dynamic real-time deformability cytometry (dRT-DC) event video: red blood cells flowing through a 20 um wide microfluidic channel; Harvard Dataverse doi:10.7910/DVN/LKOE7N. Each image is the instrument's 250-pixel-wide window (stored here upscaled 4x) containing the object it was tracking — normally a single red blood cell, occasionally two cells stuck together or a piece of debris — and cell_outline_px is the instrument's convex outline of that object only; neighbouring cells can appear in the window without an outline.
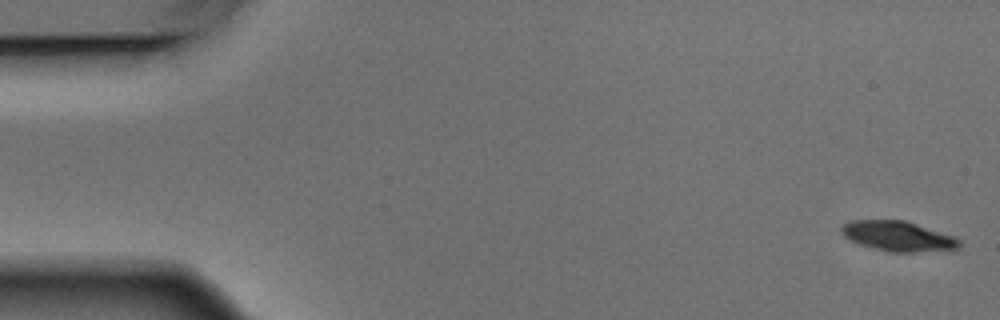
{"species": "Egyptian fruit bat (a non-hibernating species)", "species_latin": "Rousettus aegyptiacus", "temperature_condition": "warm", "stored_images_in_passage": 5, "camera_frame_rate_fps": 3000, "um_per_image_px": 0.085, "animal": {"sex": "male"}, "frame": {"image": 1, "passage_image": 1, "time_ms": 0.0, "image_size_px": [1000, 320], "cell_outline_px": [[960, 248], [912, 252], [888, 252], [860, 244], [844, 236], [840, 232], [840, 228], [844, 224], [852, 220], [904, 220], [952, 236], [960, 240]], "centroid_in_image_um": [76.29, 20.07], "position_along_channel_um": 8.7, "area_um2": 20.23}}
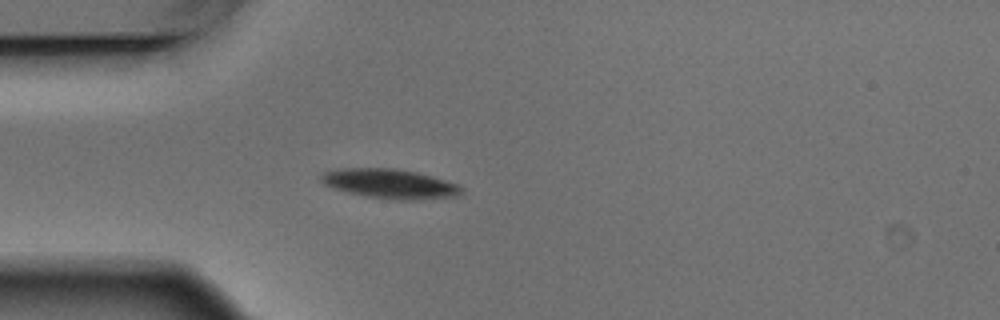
{"frame": {"image": 2, "passage_image": 5, "time_ms": 1.333, "image_size_px": [1000, 320], "cell_outline_px": [[464, 188], [456, 196], [416, 200], [396, 200], [368, 196], [348, 192], [332, 188], [324, 184], [320, 180], [320, 176], [324, 172], [340, 168], [392, 168], [416, 172], [432, 176], [460, 184]], "centroid_in_image_um": [33.15, 15.61], "position_along_channel_um": 51.9, "area_um2": 24.1}}